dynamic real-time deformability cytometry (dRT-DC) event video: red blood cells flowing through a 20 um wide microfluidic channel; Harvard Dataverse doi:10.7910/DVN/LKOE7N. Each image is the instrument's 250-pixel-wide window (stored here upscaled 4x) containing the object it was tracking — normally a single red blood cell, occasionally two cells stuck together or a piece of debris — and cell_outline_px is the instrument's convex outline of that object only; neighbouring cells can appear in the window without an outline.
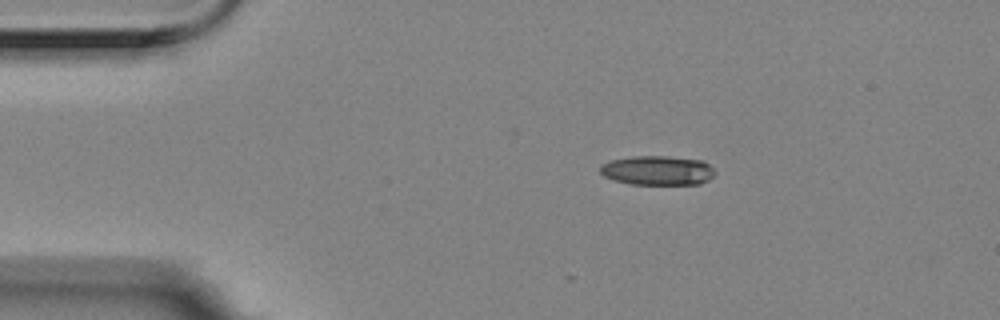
{"species": "Egyptian fruit bat (a non-hibernating species)", "species_latin": "Rousettus aegyptiacus", "temperature_condition": "room temperature", "stored_images_in_passage": 4, "camera_frame_rate_fps": 3000, "um_per_image_px": 0.085, "animal": {"sex": "female"}, "frame": {"image": 1, "passage_image": 1, "time_ms": 0.0, "image_size_px": [1000, 320], "cell_outline_px": [[716, 172], [708, 180], [700, 184], [628, 184], [604, 176], [600, 172], [600, 164], [608, 160], [632, 156], [668, 156], [704, 160]], "centroid_in_image_um": [55.87, 14.47], "position_along_channel_um": 29.1, "area_um2": 19.83}}
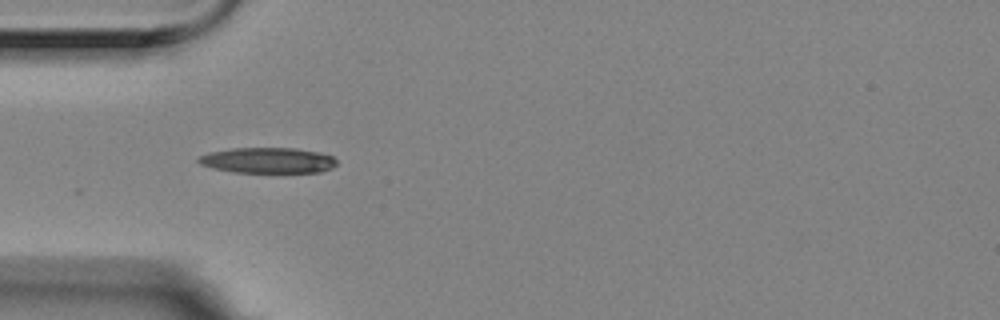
{"frame": {"image": 2, "passage_image": 3, "time_ms": 0.667, "image_size_px": [1000, 320], "cell_outline_px": [[336, 164], [332, 168], [320, 172], [232, 172], [212, 168], [200, 164], [196, 160], [200, 156], [208, 152], [232, 148], [296, 148], [320, 152], [332, 156], [336, 160]], "centroid_in_image_um": [22.75, 13.62], "position_along_channel_um": 62.3, "area_um2": 20.69}}
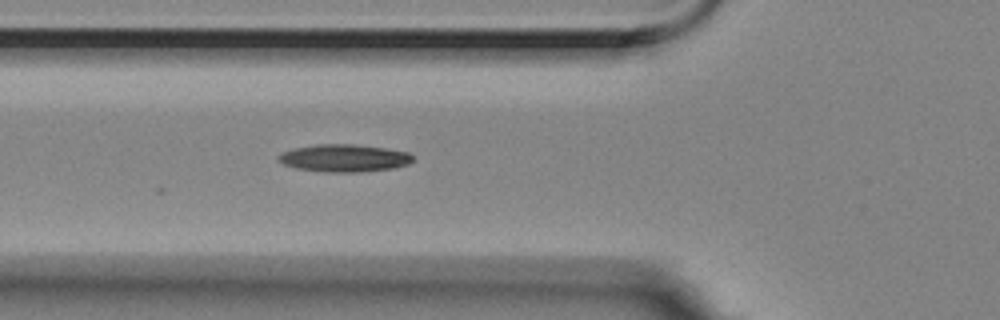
{"frame": {"image": 3, "passage_image": 4, "time_ms": 1.0, "image_size_px": [1000, 320], "cell_outline_px": [[412, 160], [408, 164], [392, 168], [360, 172], [324, 172], [296, 168], [284, 164], [276, 160], [276, 156], [280, 152], [292, 148], [316, 144], [356, 144], [384, 148], [408, 152], [412, 156]], "centroid_in_image_um": [29.17, 13.43], "position_along_channel_um": 96.6, "area_um2": 21.68}}